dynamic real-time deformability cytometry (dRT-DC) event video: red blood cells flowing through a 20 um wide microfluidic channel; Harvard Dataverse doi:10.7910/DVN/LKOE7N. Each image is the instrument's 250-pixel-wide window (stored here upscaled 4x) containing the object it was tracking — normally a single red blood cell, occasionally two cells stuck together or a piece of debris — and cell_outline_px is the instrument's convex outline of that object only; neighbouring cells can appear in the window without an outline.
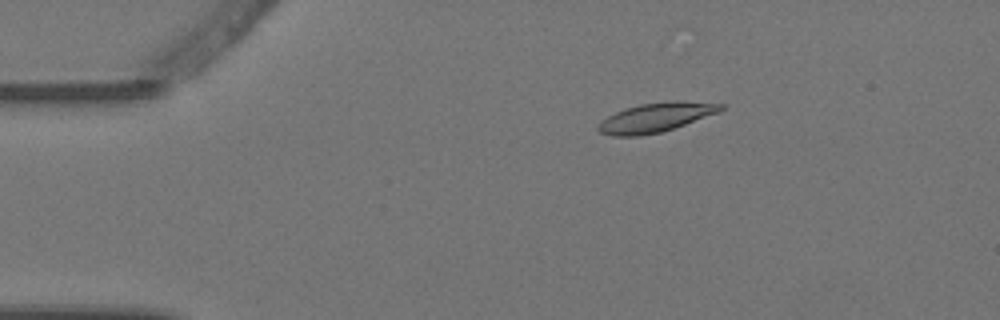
{"species": "Egyptian fruit bat (a non-hibernating species)", "species_latin": "Rousettus aegyptiacus", "temperature_condition": "warm", "stored_images_in_passage": 6, "camera_frame_rate_fps": 3000, "um_per_image_px": 0.085, "animal": {"sex": "female"}, "frame": {"image": 1, "passage_image": 3, "time_ms": 0.667, "image_size_px": [1000, 320], "cell_outline_px": [[724, 108], [716, 112], [684, 124], [660, 132], [636, 136], [612, 136], [600, 132], [596, 128], [600, 120], [624, 108], [640, 104], [672, 100], [676, 100], [724, 104]], "centroid_in_image_um": [55.66, 9.97], "position_along_channel_um": 29.3, "area_um2": 20.58}}
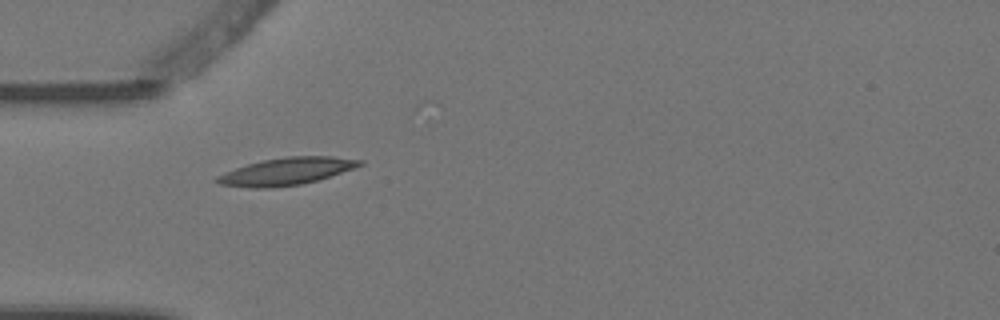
{"frame": {"image": 2, "passage_image": 5, "time_ms": 1.333, "image_size_px": [1000, 320], "cell_outline_px": [[364, 164], [316, 180], [300, 184], [272, 188], [248, 188], [220, 184], [212, 180], [216, 176], [224, 172], [248, 164], [264, 160], [288, 156], [332, 156], [364, 160]], "centroid_in_image_um": [24.29, 14.57], "position_along_channel_um": 60.7, "area_um2": 22.48}}
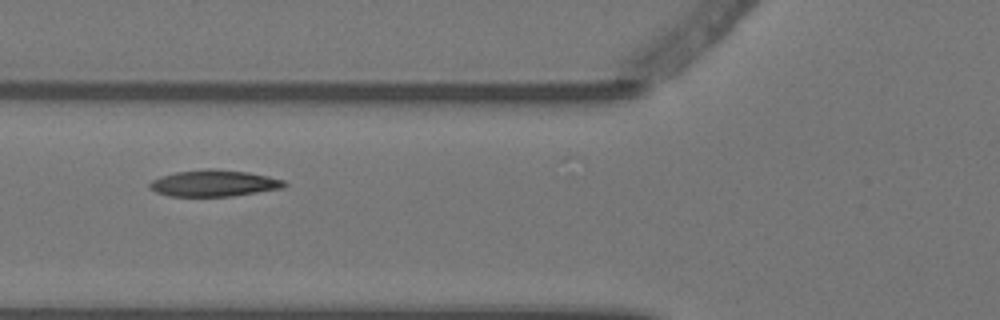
{"frame": {"image": 3, "passage_image": 6, "time_ms": 1.667, "image_size_px": [1000, 320], "cell_outline_px": [[288, 184], [284, 188], [232, 196], [168, 196], [156, 192], [148, 188], [148, 184], [152, 180], [160, 176], [176, 172], [208, 168], [216, 168], [248, 172], [268, 176], [284, 180]], "centroid_in_image_um": [18.18, 15.57], "position_along_channel_um": 107.6, "area_um2": 20.98}}